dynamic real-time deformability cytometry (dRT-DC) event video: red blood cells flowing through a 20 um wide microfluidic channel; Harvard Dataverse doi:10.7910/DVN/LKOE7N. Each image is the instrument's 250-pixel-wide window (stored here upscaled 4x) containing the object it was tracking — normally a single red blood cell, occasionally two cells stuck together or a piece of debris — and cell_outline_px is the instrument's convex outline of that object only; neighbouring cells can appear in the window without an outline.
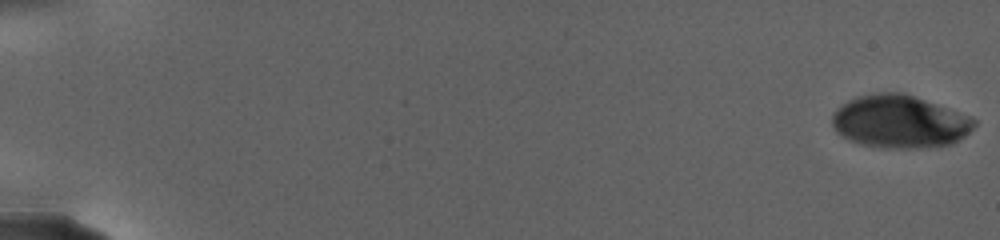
{"species": "human", "species_latin": "Homo sapiens", "temperature_condition": "warm", "stored_images_in_passage": 60, "camera_frame_rate_fps": 3000, "um_per_image_px": 0.085, "donor": {"sex": "female"}, "frame": {"image": 1, "passage_image": 1, "time_ms": 0.0, "image_size_px": [1000, 240], "cell_outline_px": [[976, 124], [964, 136], [952, 144], [916, 148], [884, 148], [860, 144], [836, 132], [832, 124], [832, 112], [840, 104], [856, 96], [880, 92], [900, 92], [972, 116], [976, 120]], "centroid_in_image_um": [76.44, 10.33], "position_along_channel_um": 8.6, "area_um2": 43.64}}
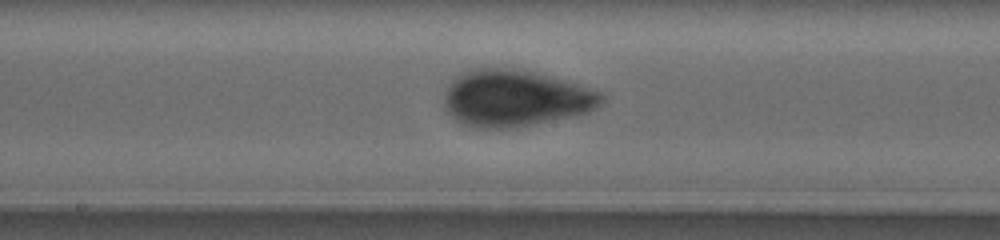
{"frame": {"image": 2, "passage_image": 35, "time_ms": 16.0, "image_size_px": [1000, 240], "cell_outline_px": [[604, 100], [596, 108], [588, 112], [516, 128], [476, 128], [464, 124], [456, 120], [448, 112], [444, 104], [444, 92], [452, 80], [456, 76], [468, 68], [512, 68], [532, 72], [576, 84], [604, 92]], "centroid_in_image_um": [43.76, 8.35], "position_along_channel_um": 204.4, "area_um2": 51.79}}
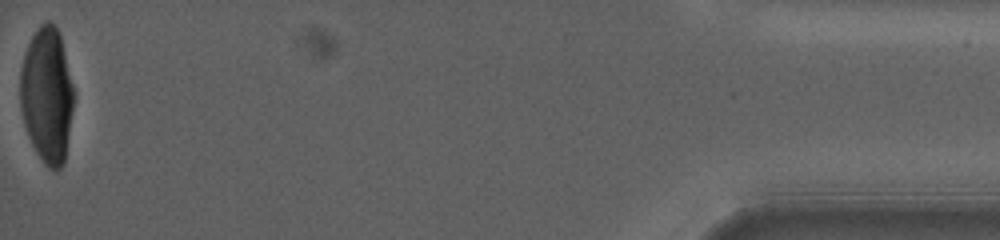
{"frame": {"image": 3, "passage_image": 60, "time_ms": 28.667, "image_size_px": [1000, 240], "cell_outline_px": [[76, 96], [64, 164], [56, 172], [48, 168], [44, 164], [36, 152], [28, 136], [24, 124], [20, 108], [20, 68], [24, 52], [32, 36], [40, 24], [48, 20], [56, 24], [60, 32]], "centroid_in_image_um": [4.01, 8.08], "position_along_channel_um": 431.2, "area_um2": 43.41}, "authors_computed_cell_mechanics": {"area_um2": 46.1244, "velocity_mm_per_s": 2.4639, "shape_relaxation_time_tau1_ms": 5.034, "shape_relaxation_time_tau2_ms": 1.2647, "deformation_change_tau1": 0.1621, "deformation_change_tau2": 0.0529}}